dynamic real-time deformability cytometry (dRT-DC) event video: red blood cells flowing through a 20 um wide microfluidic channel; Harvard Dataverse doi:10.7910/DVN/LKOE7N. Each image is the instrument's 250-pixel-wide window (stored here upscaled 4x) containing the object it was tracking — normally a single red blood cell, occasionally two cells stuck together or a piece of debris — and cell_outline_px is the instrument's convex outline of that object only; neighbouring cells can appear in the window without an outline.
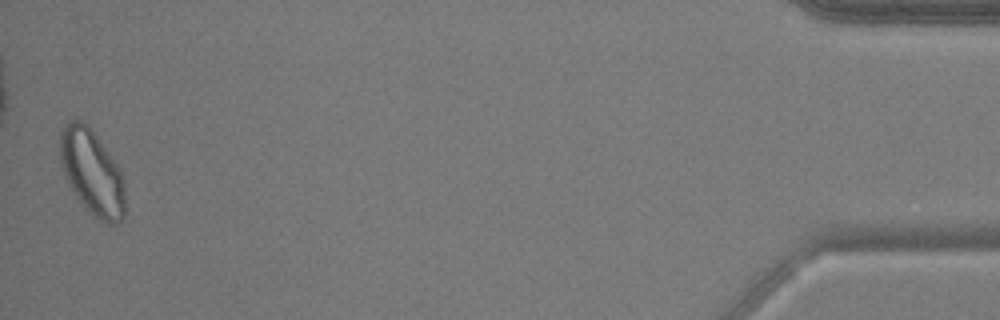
{"species": "common noctule bat (a hibernating species)", "species_latin": "Nyctalus noctula", "temperature_condition": "warm", "stored_images_in_passage": 53, "camera_frame_rate_fps": 3000, "um_per_image_px": 0.085, "animal": {"sex": "male", "body_mass_g": 17.9, "forearm_length_mm": 54.2}, "frame": {"image": 1, "passage_image": 53, "time_ms": 17.333, "image_size_px": [1000, 320], "cell_outline_px": [[124, 216], [116, 224], [108, 224], [100, 220], [80, 200], [72, 188], [64, 172], [60, 160], [60, 132], [72, 120], [80, 120], [96, 136], [120, 168], [124, 180]], "centroid_in_image_um": [7.85, 14.66], "position_along_channel_um": 427.4, "area_um2": 31.21}, "authors_computed_cell_mechanics": {"area_um2": 24.6806, "velocity_mm_per_s": 3.7204, "shape_relaxation_time_tau1_ms": 6.3452, "shape_relaxation_time_tau2_ms": 2.5197, "deformation_change_tau1": 0.1254, "deformation_change_tau2": 0.0839}}